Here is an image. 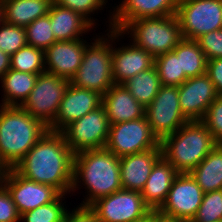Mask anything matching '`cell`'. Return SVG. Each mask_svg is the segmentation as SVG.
<instances>
[{"mask_svg": "<svg viewBox=\"0 0 222 222\" xmlns=\"http://www.w3.org/2000/svg\"><path fill=\"white\" fill-rule=\"evenodd\" d=\"M73 158L63 134L48 130L13 169L28 180L71 194Z\"/></svg>", "mask_w": 222, "mask_h": 222, "instance_id": "6da1fadb", "label": "cell"}, {"mask_svg": "<svg viewBox=\"0 0 222 222\" xmlns=\"http://www.w3.org/2000/svg\"><path fill=\"white\" fill-rule=\"evenodd\" d=\"M80 186L87 191L80 207H88L98 198L122 189L120 158L106 148L83 150L74 154L72 196L76 190L81 189Z\"/></svg>", "mask_w": 222, "mask_h": 222, "instance_id": "7a4b0ae2", "label": "cell"}, {"mask_svg": "<svg viewBox=\"0 0 222 222\" xmlns=\"http://www.w3.org/2000/svg\"><path fill=\"white\" fill-rule=\"evenodd\" d=\"M47 131L21 106L0 105V163L13 168Z\"/></svg>", "mask_w": 222, "mask_h": 222, "instance_id": "3957f363", "label": "cell"}, {"mask_svg": "<svg viewBox=\"0 0 222 222\" xmlns=\"http://www.w3.org/2000/svg\"><path fill=\"white\" fill-rule=\"evenodd\" d=\"M160 144L162 156L179 173H190L217 145L201 120L186 122Z\"/></svg>", "mask_w": 222, "mask_h": 222, "instance_id": "277c9868", "label": "cell"}, {"mask_svg": "<svg viewBox=\"0 0 222 222\" xmlns=\"http://www.w3.org/2000/svg\"><path fill=\"white\" fill-rule=\"evenodd\" d=\"M94 36L86 46L83 60L70 83L104 95L114 85L112 73V29Z\"/></svg>", "mask_w": 222, "mask_h": 222, "instance_id": "5b68a950", "label": "cell"}, {"mask_svg": "<svg viewBox=\"0 0 222 222\" xmlns=\"http://www.w3.org/2000/svg\"><path fill=\"white\" fill-rule=\"evenodd\" d=\"M119 31L154 58L173 51L183 39L176 15L140 18L127 22Z\"/></svg>", "mask_w": 222, "mask_h": 222, "instance_id": "8992f818", "label": "cell"}, {"mask_svg": "<svg viewBox=\"0 0 222 222\" xmlns=\"http://www.w3.org/2000/svg\"><path fill=\"white\" fill-rule=\"evenodd\" d=\"M175 15L182 37L196 40L222 29V0H180Z\"/></svg>", "mask_w": 222, "mask_h": 222, "instance_id": "52a82bcc", "label": "cell"}, {"mask_svg": "<svg viewBox=\"0 0 222 222\" xmlns=\"http://www.w3.org/2000/svg\"><path fill=\"white\" fill-rule=\"evenodd\" d=\"M69 84L70 81L66 78L47 72L41 73L21 107L49 127L56 118Z\"/></svg>", "mask_w": 222, "mask_h": 222, "instance_id": "ba28073f", "label": "cell"}, {"mask_svg": "<svg viewBox=\"0 0 222 222\" xmlns=\"http://www.w3.org/2000/svg\"><path fill=\"white\" fill-rule=\"evenodd\" d=\"M109 130L108 116L101 105L67 125L61 133L68 147L76 154L83 150L105 148Z\"/></svg>", "mask_w": 222, "mask_h": 222, "instance_id": "9c48e42d", "label": "cell"}, {"mask_svg": "<svg viewBox=\"0 0 222 222\" xmlns=\"http://www.w3.org/2000/svg\"><path fill=\"white\" fill-rule=\"evenodd\" d=\"M161 147L146 117L110 125L105 148L117 157Z\"/></svg>", "mask_w": 222, "mask_h": 222, "instance_id": "30bf717a", "label": "cell"}, {"mask_svg": "<svg viewBox=\"0 0 222 222\" xmlns=\"http://www.w3.org/2000/svg\"><path fill=\"white\" fill-rule=\"evenodd\" d=\"M145 117L160 142L188 122L181 112L178 87L162 85L145 108Z\"/></svg>", "mask_w": 222, "mask_h": 222, "instance_id": "8fae6325", "label": "cell"}, {"mask_svg": "<svg viewBox=\"0 0 222 222\" xmlns=\"http://www.w3.org/2000/svg\"><path fill=\"white\" fill-rule=\"evenodd\" d=\"M88 207L100 222H134L152 211L140 191L126 189L98 198Z\"/></svg>", "mask_w": 222, "mask_h": 222, "instance_id": "7c38bea8", "label": "cell"}, {"mask_svg": "<svg viewBox=\"0 0 222 222\" xmlns=\"http://www.w3.org/2000/svg\"><path fill=\"white\" fill-rule=\"evenodd\" d=\"M203 196L202 188L190 173H179L158 213L182 221L192 220L202 203Z\"/></svg>", "mask_w": 222, "mask_h": 222, "instance_id": "4fadbf2b", "label": "cell"}, {"mask_svg": "<svg viewBox=\"0 0 222 222\" xmlns=\"http://www.w3.org/2000/svg\"><path fill=\"white\" fill-rule=\"evenodd\" d=\"M2 184L10 193L20 215L53 202L61 194L51 185L22 177L13 168L5 170Z\"/></svg>", "mask_w": 222, "mask_h": 222, "instance_id": "5bb4252c", "label": "cell"}, {"mask_svg": "<svg viewBox=\"0 0 222 222\" xmlns=\"http://www.w3.org/2000/svg\"><path fill=\"white\" fill-rule=\"evenodd\" d=\"M121 37L123 38L124 35L119 30L112 29V73L114 84H124L134 75L154 66V57L132 42L127 46L122 44L118 48L113 46L120 41L119 39H122Z\"/></svg>", "mask_w": 222, "mask_h": 222, "instance_id": "9a60e30c", "label": "cell"}, {"mask_svg": "<svg viewBox=\"0 0 222 222\" xmlns=\"http://www.w3.org/2000/svg\"><path fill=\"white\" fill-rule=\"evenodd\" d=\"M122 2V3H121ZM112 7L109 14V29L120 30L127 22L140 18L167 17L176 14L177 3L174 0H122Z\"/></svg>", "mask_w": 222, "mask_h": 222, "instance_id": "2e32d148", "label": "cell"}, {"mask_svg": "<svg viewBox=\"0 0 222 222\" xmlns=\"http://www.w3.org/2000/svg\"><path fill=\"white\" fill-rule=\"evenodd\" d=\"M178 91L181 112L189 121L202 120L219 95L206 74L188 78L178 86Z\"/></svg>", "mask_w": 222, "mask_h": 222, "instance_id": "e0dca14e", "label": "cell"}, {"mask_svg": "<svg viewBox=\"0 0 222 222\" xmlns=\"http://www.w3.org/2000/svg\"><path fill=\"white\" fill-rule=\"evenodd\" d=\"M102 105V95L96 91L81 89L71 83L60 102L54 122L49 131L61 132L67 125Z\"/></svg>", "mask_w": 222, "mask_h": 222, "instance_id": "ac0fdd59", "label": "cell"}, {"mask_svg": "<svg viewBox=\"0 0 222 222\" xmlns=\"http://www.w3.org/2000/svg\"><path fill=\"white\" fill-rule=\"evenodd\" d=\"M88 44L86 39L54 42L44 51L45 72L70 81L82 63Z\"/></svg>", "mask_w": 222, "mask_h": 222, "instance_id": "d6986e66", "label": "cell"}, {"mask_svg": "<svg viewBox=\"0 0 222 222\" xmlns=\"http://www.w3.org/2000/svg\"><path fill=\"white\" fill-rule=\"evenodd\" d=\"M161 157V147L120 157V181L122 189L141 192L153 166Z\"/></svg>", "mask_w": 222, "mask_h": 222, "instance_id": "ffe728a7", "label": "cell"}, {"mask_svg": "<svg viewBox=\"0 0 222 222\" xmlns=\"http://www.w3.org/2000/svg\"><path fill=\"white\" fill-rule=\"evenodd\" d=\"M110 125L145 117V108L123 84L112 85L102 96Z\"/></svg>", "mask_w": 222, "mask_h": 222, "instance_id": "44dd1931", "label": "cell"}, {"mask_svg": "<svg viewBox=\"0 0 222 222\" xmlns=\"http://www.w3.org/2000/svg\"><path fill=\"white\" fill-rule=\"evenodd\" d=\"M179 172L162 156L153 166L141 191L145 204L158 211L165 203L171 185Z\"/></svg>", "mask_w": 222, "mask_h": 222, "instance_id": "7402d4cb", "label": "cell"}, {"mask_svg": "<svg viewBox=\"0 0 222 222\" xmlns=\"http://www.w3.org/2000/svg\"><path fill=\"white\" fill-rule=\"evenodd\" d=\"M48 15L56 41L83 39L84 34L96 28L80 13L61 7L54 2Z\"/></svg>", "mask_w": 222, "mask_h": 222, "instance_id": "603a6c76", "label": "cell"}, {"mask_svg": "<svg viewBox=\"0 0 222 222\" xmlns=\"http://www.w3.org/2000/svg\"><path fill=\"white\" fill-rule=\"evenodd\" d=\"M4 22L27 27L49 13L53 0H1Z\"/></svg>", "mask_w": 222, "mask_h": 222, "instance_id": "cb8c5ba5", "label": "cell"}, {"mask_svg": "<svg viewBox=\"0 0 222 222\" xmlns=\"http://www.w3.org/2000/svg\"><path fill=\"white\" fill-rule=\"evenodd\" d=\"M38 75L10 68L0 79L3 88L0 105L21 106L34 88Z\"/></svg>", "mask_w": 222, "mask_h": 222, "instance_id": "d4e9b609", "label": "cell"}, {"mask_svg": "<svg viewBox=\"0 0 222 222\" xmlns=\"http://www.w3.org/2000/svg\"><path fill=\"white\" fill-rule=\"evenodd\" d=\"M190 174L204 193L222 189V144H217Z\"/></svg>", "mask_w": 222, "mask_h": 222, "instance_id": "484cf974", "label": "cell"}, {"mask_svg": "<svg viewBox=\"0 0 222 222\" xmlns=\"http://www.w3.org/2000/svg\"><path fill=\"white\" fill-rule=\"evenodd\" d=\"M123 85L144 108L153 101L162 86L155 66L134 75Z\"/></svg>", "mask_w": 222, "mask_h": 222, "instance_id": "4316f807", "label": "cell"}, {"mask_svg": "<svg viewBox=\"0 0 222 222\" xmlns=\"http://www.w3.org/2000/svg\"><path fill=\"white\" fill-rule=\"evenodd\" d=\"M173 51L180 56V73L187 78L206 74L207 59L195 40L183 38Z\"/></svg>", "mask_w": 222, "mask_h": 222, "instance_id": "83f0119b", "label": "cell"}, {"mask_svg": "<svg viewBox=\"0 0 222 222\" xmlns=\"http://www.w3.org/2000/svg\"><path fill=\"white\" fill-rule=\"evenodd\" d=\"M10 68L32 74L44 73V50L27 44L10 56Z\"/></svg>", "mask_w": 222, "mask_h": 222, "instance_id": "f1b7e54d", "label": "cell"}, {"mask_svg": "<svg viewBox=\"0 0 222 222\" xmlns=\"http://www.w3.org/2000/svg\"><path fill=\"white\" fill-rule=\"evenodd\" d=\"M154 66L162 85L178 87L188 79L184 73H180V56L174 51L155 57Z\"/></svg>", "mask_w": 222, "mask_h": 222, "instance_id": "f546056e", "label": "cell"}, {"mask_svg": "<svg viewBox=\"0 0 222 222\" xmlns=\"http://www.w3.org/2000/svg\"><path fill=\"white\" fill-rule=\"evenodd\" d=\"M65 196V197H64ZM67 194H60L53 202L27 211L20 216L23 222H62L67 213L65 200ZM66 206V207H65Z\"/></svg>", "mask_w": 222, "mask_h": 222, "instance_id": "4dcf8cb0", "label": "cell"}, {"mask_svg": "<svg viewBox=\"0 0 222 222\" xmlns=\"http://www.w3.org/2000/svg\"><path fill=\"white\" fill-rule=\"evenodd\" d=\"M25 33L28 45L44 51L56 42L48 14L37 18L25 27Z\"/></svg>", "mask_w": 222, "mask_h": 222, "instance_id": "1f68e13d", "label": "cell"}, {"mask_svg": "<svg viewBox=\"0 0 222 222\" xmlns=\"http://www.w3.org/2000/svg\"><path fill=\"white\" fill-rule=\"evenodd\" d=\"M192 222L222 221V189L204 193L202 203Z\"/></svg>", "mask_w": 222, "mask_h": 222, "instance_id": "d6a6232c", "label": "cell"}, {"mask_svg": "<svg viewBox=\"0 0 222 222\" xmlns=\"http://www.w3.org/2000/svg\"><path fill=\"white\" fill-rule=\"evenodd\" d=\"M27 45L25 28L3 22L0 25V50L10 56Z\"/></svg>", "mask_w": 222, "mask_h": 222, "instance_id": "836d02e7", "label": "cell"}, {"mask_svg": "<svg viewBox=\"0 0 222 222\" xmlns=\"http://www.w3.org/2000/svg\"><path fill=\"white\" fill-rule=\"evenodd\" d=\"M53 2L61 7L80 13L95 27L97 19L94 20L91 15L93 16L95 12L97 14L98 11H102L108 0H53Z\"/></svg>", "mask_w": 222, "mask_h": 222, "instance_id": "e575fe53", "label": "cell"}, {"mask_svg": "<svg viewBox=\"0 0 222 222\" xmlns=\"http://www.w3.org/2000/svg\"><path fill=\"white\" fill-rule=\"evenodd\" d=\"M201 121L212 133L215 142L222 144V95H218L211 103Z\"/></svg>", "mask_w": 222, "mask_h": 222, "instance_id": "d590c367", "label": "cell"}, {"mask_svg": "<svg viewBox=\"0 0 222 222\" xmlns=\"http://www.w3.org/2000/svg\"><path fill=\"white\" fill-rule=\"evenodd\" d=\"M195 41L207 60L222 58V29L208 32Z\"/></svg>", "mask_w": 222, "mask_h": 222, "instance_id": "8d00e7d4", "label": "cell"}, {"mask_svg": "<svg viewBox=\"0 0 222 222\" xmlns=\"http://www.w3.org/2000/svg\"><path fill=\"white\" fill-rule=\"evenodd\" d=\"M20 213L6 187L0 184V222H19Z\"/></svg>", "mask_w": 222, "mask_h": 222, "instance_id": "74e56055", "label": "cell"}, {"mask_svg": "<svg viewBox=\"0 0 222 222\" xmlns=\"http://www.w3.org/2000/svg\"><path fill=\"white\" fill-rule=\"evenodd\" d=\"M206 75L213 82L216 92L222 95V58L207 60Z\"/></svg>", "mask_w": 222, "mask_h": 222, "instance_id": "f35d334b", "label": "cell"}, {"mask_svg": "<svg viewBox=\"0 0 222 222\" xmlns=\"http://www.w3.org/2000/svg\"><path fill=\"white\" fill-rule=\"evenodd\" d=\"M62 222H100L89 207L76 206L72 211H67Z\"/></svg>", "mask_w": 222, "mask_h": 222, "instance_id": "ab89813d", "label": "cell"}, {"mask_svg": "<svg viewBox=\"0 0 222 222\" xmlns=\"http://www.w3.org/2000/svg\"><path fill=\"white\" fill-rule=\"evenodd\" d=\"M10 69V55L0 50V79Z\"/></svg>", "mask_w": 222, "mask_h": 222, "instance_id": "60d3db41", "label": "cell"}, {"mask_svg": "<svg viewBox=\"0 0 222 222\" xmlns=\"http://www.w3.org/2000/svg\"><path fill=\"white\" fill-rule=\"evenodd\" d=\"M181 221L182 220L162 216L158 213V211H154V222H181Z\"/></svg>", "mask_w": 222, "mask_h": 222, "instance_id": "b9f144b4", "label": "cell"}, {"mask_svg": "<svg viewBox=\"0 0 222 222\" xmlns=\"http://www.w3.org/2000/svg\"><path fill=\"white\" fill-rule=\"evenodd\" d=\"M134 222H154V211H151L149 214H147L142 219L134 221Z\"/></svg>", "mask_w": 222, "mask_h": 222, "instance_id": "7bdbcfd3", "label": "cell"}, {"mask_svg": "<svg viewBox=\"0 0 222 222\" xmlns=\"http://www.w3.org/2000/svg\"><path fill=\"white\" fill-rule=\"evenodd\" d=\"M5 170L6 168L0 163V184L2 183Z\"/></svg>", "mask_w": 222, "mask_h": 222, "instance_id": "ee69618b", "label": "cell"}, {"mask_svg": "<svg viewBox=\"0 0 222 222\" xmlns=\"http://www.w3.org/2000/svg\"><path fill=\"white\" fill-rule=\"evenodd\" d=\"M4 22V15H3V6L2 1L0 0V25Z\"/></svg>", "mask_w": 222, "mask_h": 222, "instance_id": "f6af8a7d", "label": "cell"}]
</instances>
